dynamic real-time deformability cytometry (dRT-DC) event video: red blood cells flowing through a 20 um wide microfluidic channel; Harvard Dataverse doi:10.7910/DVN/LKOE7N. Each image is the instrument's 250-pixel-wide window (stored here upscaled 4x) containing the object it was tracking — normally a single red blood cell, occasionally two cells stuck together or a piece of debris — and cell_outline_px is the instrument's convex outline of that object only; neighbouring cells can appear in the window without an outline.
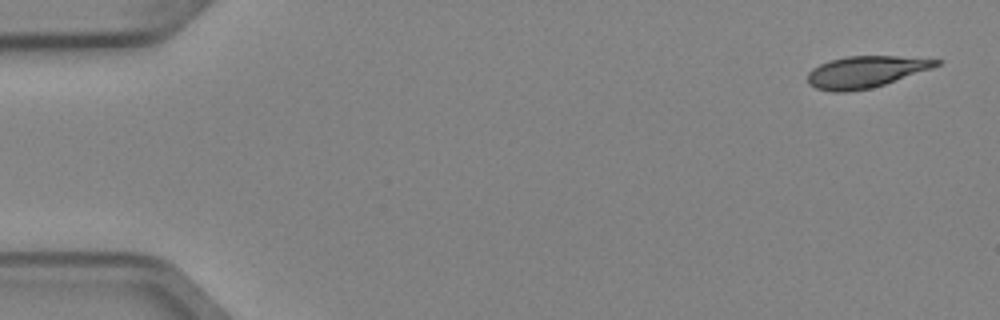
{"species": "Egyptian fruit bat (a non-hibernating species)", "species_latin": "Rousettus aegyptiacus", "temperature_condition": "cold", "stored_images_in_passage": 5, "camera_frame_rate_fps": 3000, "um_per_image_px": 0.085, "animal": {"sex": "female"}, "frame": {"image": 1, "passage_image": 1, "time_ms": 0.0, "image_size_px": [1000, 320], "cell_outline_px": [[944, 60], [940, 64], [932, 68], [872, 88], [844, 92], [832, 92], [816, 88], [808, 84], [808, 72], [812, 68], [820, 64], [844, 56], [896, 56]], "centroid_in_image_um": [73.56, 6.11], "position_along_channel_um": 11.4, "area_um2": 23.58}}